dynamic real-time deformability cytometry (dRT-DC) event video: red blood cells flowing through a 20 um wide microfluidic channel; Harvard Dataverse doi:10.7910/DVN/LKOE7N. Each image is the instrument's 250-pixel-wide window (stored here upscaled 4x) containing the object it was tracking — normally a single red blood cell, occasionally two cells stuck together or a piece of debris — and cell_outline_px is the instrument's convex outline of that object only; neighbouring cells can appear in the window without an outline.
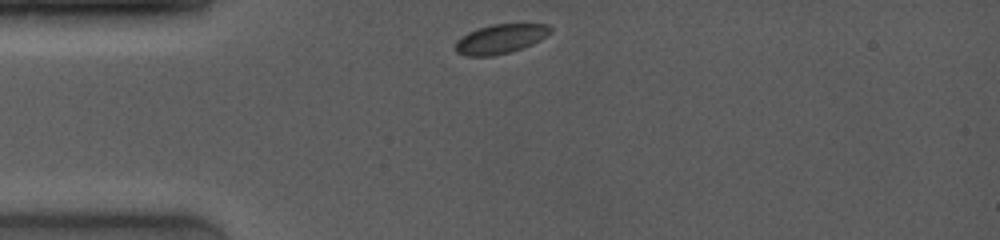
{"species": "common noctule bat (a hibernating species)", "species_latin": "Nyctalus noctula", "temperature_condition": "room temperature", "stored_images_in_passage": 11, "camera_frame_rate_fps": 4000, "um_per_image_px": 0.085, "animal": {"sex": "female", "body_mass_g": 19.0, "forearm_length_mm": 53.3}, "frame": {"image": 1, "passage_image": 1, "time_ms": 0.0, "image_size_px": [1000, 240], "cell_outline_px": [[552, 32], [540, 40], [532, 44], [508, 52], [492, 56], [464, 56], [456, 52], [456, 40], [460, 36], [468, 32], [492, 24], [548, 24], [552, 28]], "centroid_in_image_um": [42.52, 3.3], "position_along_channel_um": 42.5, "area_um2": 16.18}}
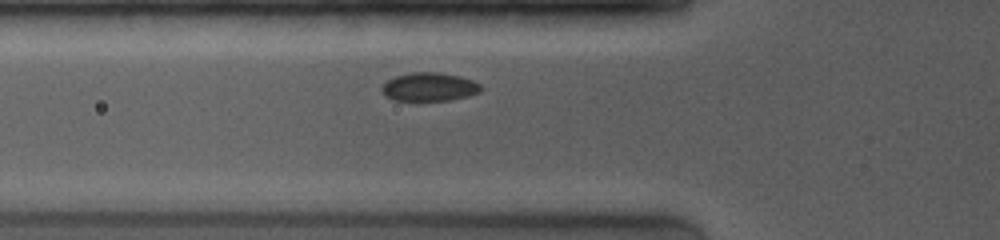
{"frame": {"image": 2, "passage_image": 5, "time_ms": 1.75, "image_size_px": [1000, 240], "cell_outline_px": [[480, 92], [468, 96], [448, 100], [392, 100], [384, 96], [380, 88], [388, 80], [396, 76], [412, 72], [436, 72], [460, 76], [472, 80], [480, 84]], "centroid_in_image_um": [36.46, 7.38], "position_along_channel_um": 89.3, "area_um2": 16.36}}